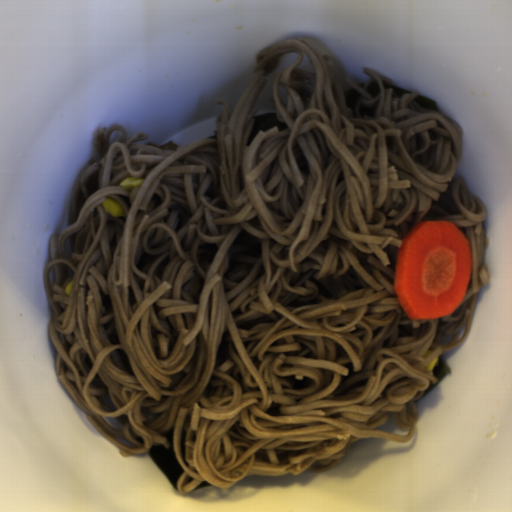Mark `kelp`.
Returning a JSON list of instances; mask_svg holds the SVG:
<instances>
[{
	"mask_svg": "<svg viewBox=\"0 0 512 512\" xmlns=\"http://www.w3.org/2000/svg\"><path fill=\"white\" fill-rule=\"evenodd\" d=\"M175 427H172L164 438L169 443L168 449L165 445L159 444L150 448L146 453L170 481L173 488L177 489L180 476L185 471L175 456L174 448Z\"/></svg>",
	"mask_w": 512,
	"mask_h": 512,
	"instance_id": "kelp-1",
	"label": "kelp"
},
{
	"mask_svg": "<svg viewBox=\"0 0 512 512\" xmlns=\"http://www.w3.org/2000/svg\"><path fill=\"white\" fill-rule=\"evenodd\" d=\"M256 120L252 123L248 139L247 146L252 144L256 135L260 131H269L275 125L281 130L288 129L286 123H282L277 115V113H264L258 116H255Z\"/></svg>",
	"mask_w": 512,
	"mask_h": 512,
	"instance_id": "kelp-2",
	"label": "kelp"
},
{
	"mask_svg": "<svg viewBox=\"0 0 512 512\" xmlns=\"http://www.w3.org/2000/svg\"><path fill=\"white\" fill-rule=\"evenodd\" d=\"M432 375L436 378L437 383H431L428 388L423 393L421 399L426 396L430 391H432L446 376H449L451 373V369L446 364V362L440 356L438 358V362L435 365L434 369L431 371ZM420 399V400H421Z\"/></svg>",
	"mask_w": 512,
	"mask_h": 512,
	"instance_id": "kelp-3",
	"label": "kelp"
},
{
	"mask_svg": "<svg viewBox=\"0 0 512 512\" xmlns=\"http://www.w3.org/2000/svg\"><path fill=\"white\" fill-rule=\"evenodd\" d=\"M360 94L352 87L344 93V103L346 107L355 109Z\"/></svg>",
	"mask_w": 512,
	"mask_h": 512,
	"instance_id": "kelp-4",
	"label": "kelp"
},
{
	"mask_svg": "<svg viewBox=\"0 0 512 512\" xmlns=\"http://www.w3.org/2000/svg\"><path fill=\"white\" fill-rule=\"evenodd\" d=\"M415 100L423 108H432V109H435L438 111V105H437L436 101H434V100H431V99L421 96L419 94H417V97Z\"/></svg>",
	"mask_w": 512,
	"mask_h": 512,
	"instance_id": "kelp-5",
	"label": "kelp"
},
{
	"mask_svg": "<svg viewBox=\"0 0 512 512\" xmlns=\"http://www.w3.org/2000/svg\"><path fill=\"white\" fill-rule=\"evenodd\" d=\"M383 89H391L392 92L394 93L395 96H401L403 94H406V93H412L408 90H405L403 88H400V87H397L395 85H392V84H388L386 82L383 81Z\"/></svg>",
	"mask_w": 512,
	"mask_h": 512,
	"instance_id": "kelp-6",
	"label": "kelp"
},
{
	"mask_svg": "<svg viewBox=\"0 0 512 512\" xmlns=\"http://www.w3.org/2000/svg\"><path fill=\"white\" fill-rule=\"evenodd\" d=\"M367 93L370 94L371 96H376L379 91H380V88H379V84L374 80L367 88Z\"/></svg>",
	"mask_w": 512,
	"mask_h": 512,
	"instance_id": "kelp-7",
	"label": "kelp"
},
{
	"mask_svg": "<svg viewBox=\"0 0 512 512\" xmlns=\"http://www.w3.org/2000/svg\"><path fill=\"white\" fill-rule=\"evenodd\" d=\"M211 486H214V485H212V484H210V483H208L206 481H202L195 488H193L191 491H196V490L208 488V487H211Z\"/></svg>",
	"mask_w": 512,
	"mask_h": 512,
	"instance_id": "kelp-8",
	"label": "kelp"
}]
</instances>
